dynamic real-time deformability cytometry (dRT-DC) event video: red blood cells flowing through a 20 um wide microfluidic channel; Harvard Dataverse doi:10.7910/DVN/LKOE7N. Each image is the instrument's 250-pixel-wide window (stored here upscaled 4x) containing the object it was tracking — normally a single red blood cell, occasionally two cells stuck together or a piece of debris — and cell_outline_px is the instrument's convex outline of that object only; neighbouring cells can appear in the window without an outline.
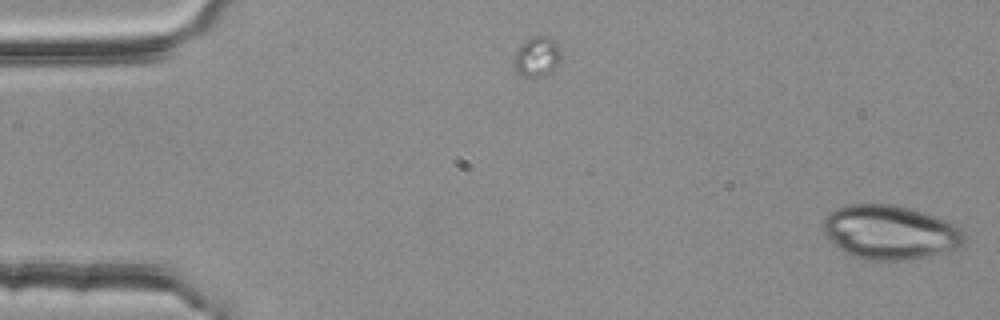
{"species": "common noctule bat (a hibernating species)", "species_latin": "Nyctalus noctula", "temperature_condition": "room temperature", "stored_images_in_passage": 3, "camera_frame_rate_fps": 3000, "um_per_image_px": 0.085, "animal": {"sex": "female", "body_mass_g": 25.1}, "frame": {"image": 1, "passage_image": 3, "time_ms": 0.667, "image_size_px": [1000, 320], "cell_outline_px": [[968, 240], [964, 244], [956, 248], [924, 256], [904, 260], [868, 260], [852, 256], [844, 252], [824, 232], [824, 220], [836, 208], [852, 204], [896, 204], [912, 208], [924, 212], [944, 220], [960, 228], [968, 236]], "centroid_in_image_um": [75.69, 19.73], "position_along_channel_um": 9.3, "area_um2": 44.1}}